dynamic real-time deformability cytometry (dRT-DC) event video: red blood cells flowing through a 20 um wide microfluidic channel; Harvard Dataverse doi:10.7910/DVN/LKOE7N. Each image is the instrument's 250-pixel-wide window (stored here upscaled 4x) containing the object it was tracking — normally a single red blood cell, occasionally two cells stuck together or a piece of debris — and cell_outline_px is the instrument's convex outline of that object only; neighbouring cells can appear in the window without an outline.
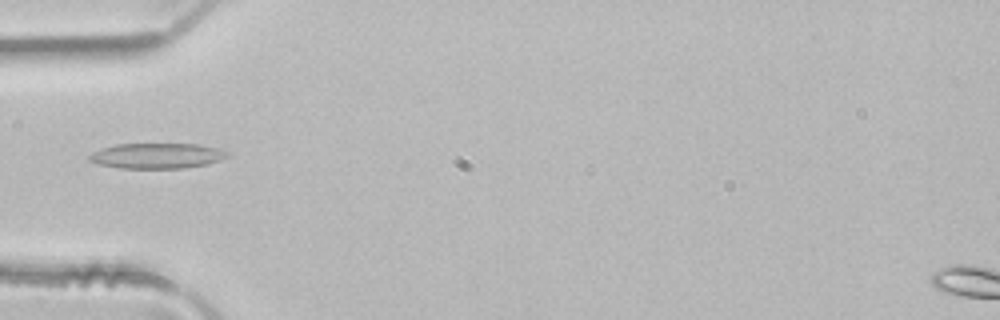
{"species": "common noctule bat (a hibernating species)", "species_latin": "Nyctalus noctula", "temperature_condition": "room temperature", "stored_images_in_passage": 4, "camera_frame_rate_fps": 3000, "um_per_image_px": 0.085, "animal": {"sex": "male", "body_mass_g": 21.5, "forearm_length_mm": 52.0}, "frame": {"image": 1, "passage_image": 4, "time_ms": 1.0, "image_size_px": [1000, 320], "cell_outline_px": [[228, 156], [220, 160], [208, 164], [184, 168], [120, 168], [100, 164], [88, 160], [88, 156], [92, 152], [116, 144], [200, 144], [220, 148], [228, 152]], "centroid_in_image_um": [13.38, 13.24], "position_along_channel_um": 71.6, "area_um2": 20.4}}